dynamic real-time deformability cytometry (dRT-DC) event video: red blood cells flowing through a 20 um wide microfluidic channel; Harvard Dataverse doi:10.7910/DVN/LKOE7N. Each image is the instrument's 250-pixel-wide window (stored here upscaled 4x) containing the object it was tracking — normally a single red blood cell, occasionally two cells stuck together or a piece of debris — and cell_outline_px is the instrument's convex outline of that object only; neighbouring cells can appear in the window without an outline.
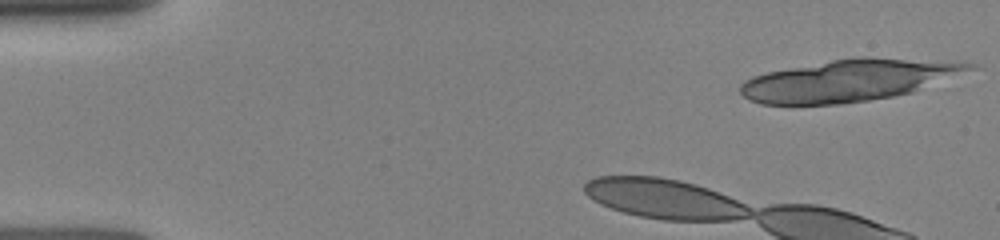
{"species": "human", "species_latin": "Homo sapiens", "temperature_condition": "room temperature", "stored_images_in_passage": 5, "camera_frame_rate_fps": 3000, "um_per_image_px": 0.085, "donor": {"sex": "female"}, "frame": {"image": 1, "passage_image": 1, "time_ms": 0.0, "image_size_px": [1000, 240], "cell_outline_px": [[984, 68], [912, 92], [892, 96], [868, 100], [840, 104], [760, 104], [748, 100], [740, 92], [740, 84], [744, 80], [752, 76], [768, 72], [832, 60], [856, 56], [868, 56], [976, 64]], "centroid_in_image_um": [72.22, 6.83], "position_along_channel_um": 12.8, "area_um2": 55.83}}